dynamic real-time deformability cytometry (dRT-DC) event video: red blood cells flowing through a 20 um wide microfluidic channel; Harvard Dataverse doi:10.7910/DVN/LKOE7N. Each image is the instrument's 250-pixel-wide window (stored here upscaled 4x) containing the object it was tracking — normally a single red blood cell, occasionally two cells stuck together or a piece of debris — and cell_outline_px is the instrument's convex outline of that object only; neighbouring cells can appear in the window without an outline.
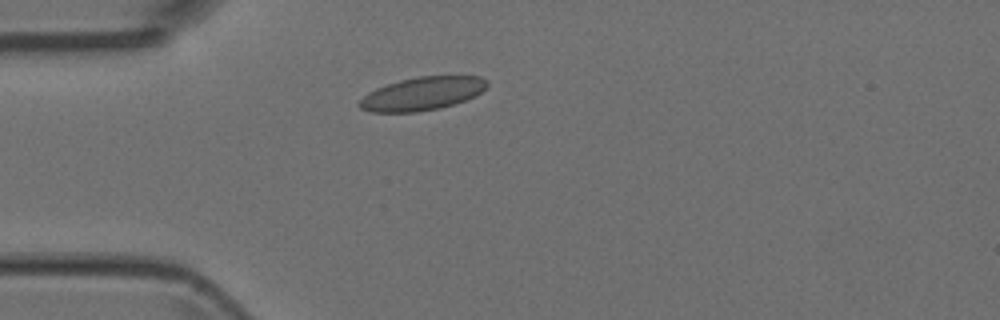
{"species": "Egyptian fruit bat (a non-hibernating species)", "species_latin": "Rousettus aegyptiacus", "temperature_condition": "room temperature", "stored_images_in_passage": 2, "camera_frame_rate_fps": 3000, "um_per_image_px": 0.085, "animal": {"sex": "female"}, "frame": {"image": 1, "passage_image": 2, "time_ms": 0.333, "image_size_px": [1000, 320], "cell_outline_px": [[488, 84], [476, 96], [440, 108], [416, 112], [368, 112], [360, 108], [356, 104], [368, 92], [376, 88], [400, 80], [416, 76], [480, 76], [488, 80]], "centroid_in_image_um": [35.87, 7.96], "position_along_channel_um": 49.1, "area_um2": 24.74}}